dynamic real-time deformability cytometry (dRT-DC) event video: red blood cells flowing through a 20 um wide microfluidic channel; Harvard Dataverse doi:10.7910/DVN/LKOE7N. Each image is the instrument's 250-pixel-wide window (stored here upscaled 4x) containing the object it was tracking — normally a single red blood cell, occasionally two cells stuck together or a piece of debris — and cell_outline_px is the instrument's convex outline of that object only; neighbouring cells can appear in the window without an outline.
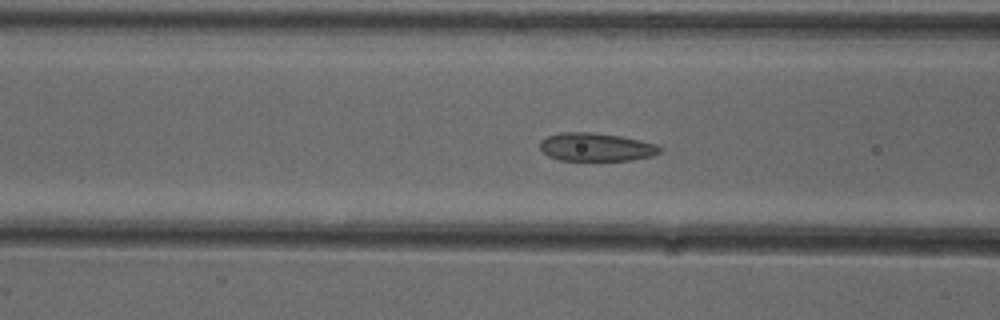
{"species": "common noctule bat (a hibernating species)", "species_latin": "Nyctalus noctula", "temperature_condition": "cold", "stored_images_in_passage": 53, "camera_frame_rate_fps": 3000, "um_per_image_px": 0.085, "animal": {"sex": "female"}, "frame": {"image": 1, "passage_image": 21, "time_ms": 6.667, "image_size_px": [1000, 320], "cell_outline_px": [[660, 152], [652, 156], [632, 160], [560, 160], [548, 156], [540, 148], [540, 140], [548, 136], [560, 132], [588, 132], [620, 136], [640, 140], [656, 144], [660, 148]], "centroid_in_image_um": [50.65, 12.5], "position_along_channel_um": 116.0, "area_um2": 19.59}}
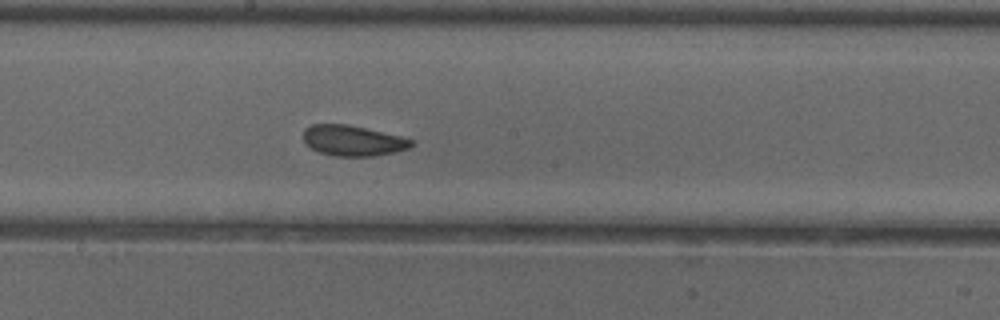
{"frame": {"image": 2, "passage_image": 29, "time_ms": 9.333, "image_size_px": [1000, 320], "cell_outline_px": [[416, 144], [408, 148], [396, 152], [372, 156], [336, 156], [320, 152], [304, 144], [304, 128], [312, 124], [348, 124], [400, 136], [412, 140]], "centroid_in_image_um": [29.99, 11.95], "position_along_channel_um": 218.2, "area_um2": 19.19}}
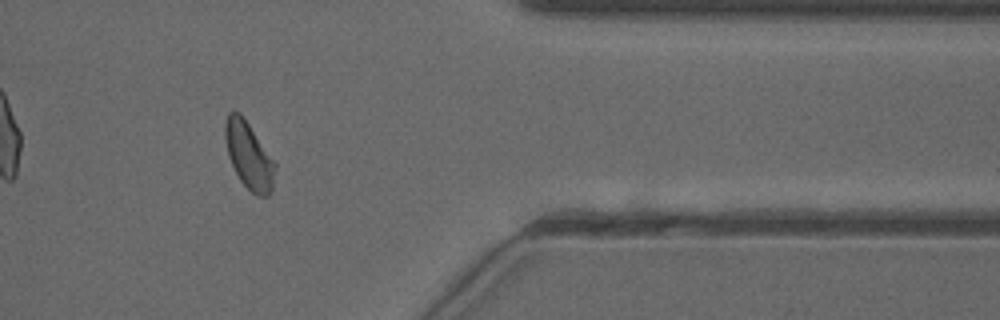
{"frame": {"image": 3, "passage_image": 44, "time_ms": 14.333, "image_size_px": [1000, 320], "cell_outline_px": [[276, 168], [272, 192], [268, 196], [256, 196], [240, 180], [228, 156], [224, 136], [224, 124], [228, 112], [240, 112], [276, 164]], "centroid_in_image_um": [21.15, 13.23], "position_along_channel_um": 390.3, "area_um2": 19.31}, "authors_computed_cell_mechanics": {"area_um2": 19.652, "velocity_mm_per_s": 3.8222, "shape_relaxation_time_tau1_ms": 5.4774, "shape_relaxation_time_tau2_ms": 2.7451, "deformation_change_tau1": 0.1012, "deformation_change_tau2": 0.0701}}